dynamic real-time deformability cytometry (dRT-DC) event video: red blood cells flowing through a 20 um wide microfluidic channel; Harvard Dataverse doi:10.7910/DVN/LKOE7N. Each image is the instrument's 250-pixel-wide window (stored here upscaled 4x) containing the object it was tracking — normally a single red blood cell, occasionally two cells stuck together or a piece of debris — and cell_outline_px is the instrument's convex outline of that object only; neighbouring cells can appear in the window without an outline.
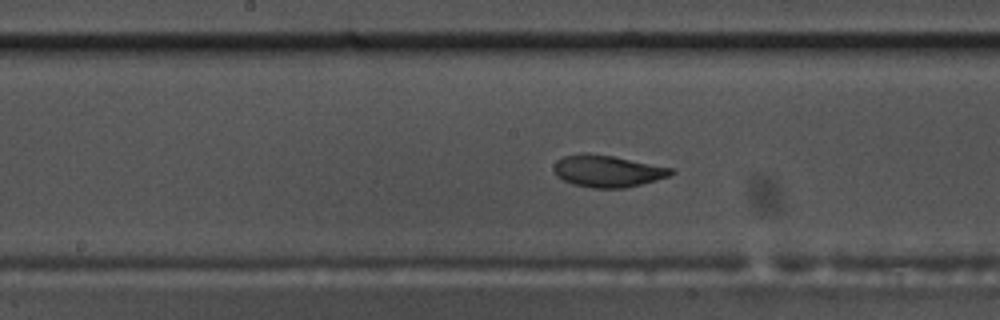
{"species": "common noctule bat (a hibernating species)", "species_latin": "Nyctalus noctula", "temperature_condition": "warm", "stored_images_in_passage": 55, "camera_frame_rate_fps": 3000, "um_per_image_px": 0.085, "animal": {"sex": "male", "body_mass_g": 17.5, "forearm_length_mm": 52.3}, "frame": {"image": 1, "passage_image": 28, "time_ms": 9.0, "image_size_px": [1000, 320], "cell_outline_px": [[676, 172], [668, 176], [656, 180], [624, 188], [592, 188], [572, 184], [556, 176], [552, 168], [556, 160], [564, 156], [584, 152], [612, 156], [672, 168]], "centroid_in_image_um": [51.59, 14.54], "position_along_channel_um": 196.6, "area_um2": 21.73}}
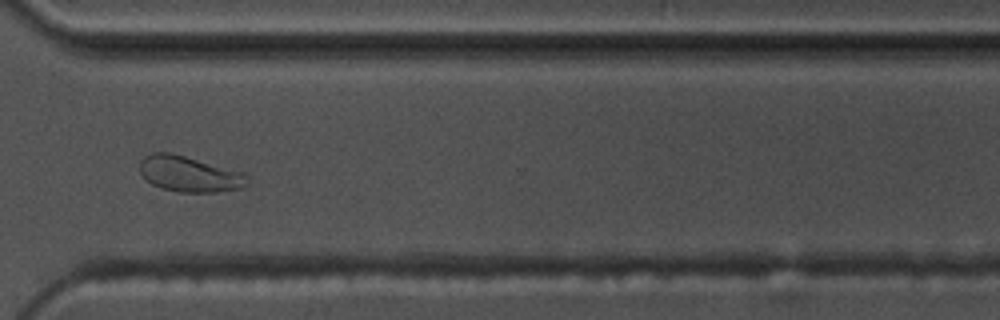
{"frame": {"image": 2, "passage_image": 41, "time_ms": 13.333, "image_size_px": [1000, 320], "cell_outline_px": [[248, 184], [240, 188], [216, 192], [180, 192], [160, 188], [152, 184], [140, 172], [140, 160], [144, 156], [152, 152], [172, 152], [244, 172], [248, 176]], "centroid_in_image_um": [16.1, 14.78], "position_along_channel_um": 354.5, "area_um2": 22.54}}
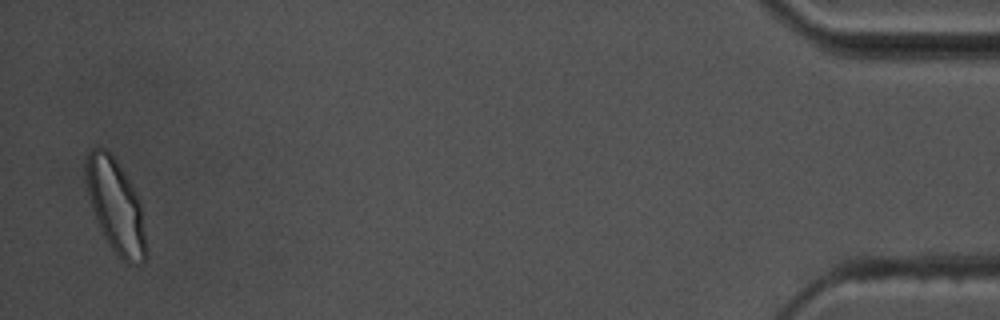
{"frame": {"image": 3, "passage_image": 54, "time_ms": 17.667, "image_size_px": [1000, 320], "cell_outline_px": [[148, 256], [144, 264], [128, 264], [120, 260], [104, 236], [100, 228], [88, 192], [84, 172], [84, 160], [88, 152], [92, 148], [104, 148], [116, 160], [132, 184], [140, 200], [148, 252]], "centroid_in_image_um": [9.87, 17.55], "position_along_channel_um": 425.3, "area_um2": 32.95}, "authors_computed_cell_mechanics": {"area_um2": 21.9062, "velocity_mm_per_s": 3.6391, "shape_relaxation_time_tau1_ms": 4.7548, "shape_relaxation_time_tau2_ms": 1.4131, "deformation_change_tau1": 0.1567, "deformation_change_tau2": 0.0611}}